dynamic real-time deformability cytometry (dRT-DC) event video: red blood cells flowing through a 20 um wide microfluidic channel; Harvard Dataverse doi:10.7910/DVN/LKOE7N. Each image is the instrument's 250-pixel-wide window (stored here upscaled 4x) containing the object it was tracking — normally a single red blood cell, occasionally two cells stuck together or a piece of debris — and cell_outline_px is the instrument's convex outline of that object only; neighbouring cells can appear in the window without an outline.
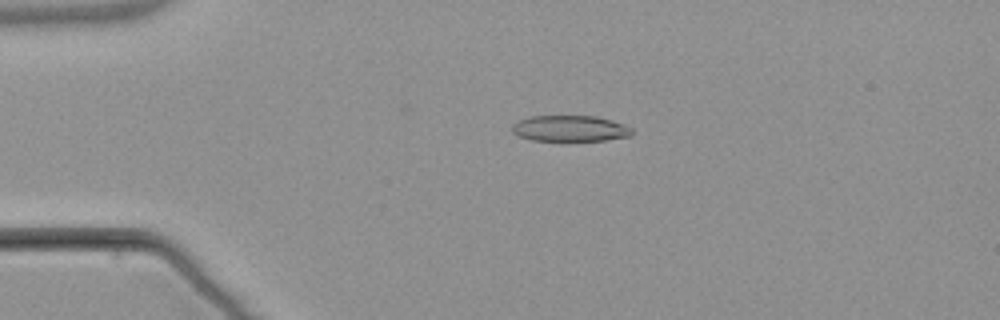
{"species": "common noctule bat (a hibernating species)", "species_latin": "Nyctalus noctula", "temperature_condition": "warm", "stored_images_in_passage": 6, "camera_frame_rate_fps": 3000, "um_per_image_px": 0.085, "animal": {"sex": "male", "body_mass_g": 21.5, "forearm_length_mm": 52.0}, "frame": {"image": 1, "passage_image": 4, "time_ms": 3.667, "image_size_px": [1000, 320], "cell_outline_px": [[632, 136], [604, 140], [532, 140], [520, 136], [512, 132], [512, 124], [528, 116], [596, 116], [612, 120], [624, 124], [632, 128]], "centroid_in_image_um": [48.47, 10.91], "position_along_channel_um": 36.5, "area_um2": 18.09}}